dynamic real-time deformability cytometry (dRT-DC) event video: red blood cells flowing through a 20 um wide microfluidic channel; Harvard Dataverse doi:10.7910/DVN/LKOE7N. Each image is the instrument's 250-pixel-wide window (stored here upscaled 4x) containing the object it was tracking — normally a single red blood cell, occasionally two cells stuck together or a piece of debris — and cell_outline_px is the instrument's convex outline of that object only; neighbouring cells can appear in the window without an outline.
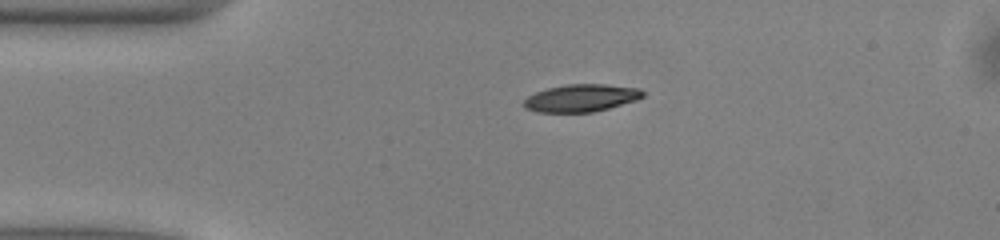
{"species": "common noctule bat (a hibernating species)", "species_latin": "Nyctalus noctula", "temperature_condition": "warm", "stored_images_in_passage": 41, "camera_frame_rate_fps": 3000, "um_per_image_px": 0.085, "animal": {"sex": "male", "body_mass_g": 13.0, "forearm_length_mm": 53.1}, "frame": {"image": 1, "passage_image": 1, "time_ms": 0.0, "image_size_px": [1000, 240], "cell_outline_px": [[644, 96], [636, 100], [608, 108], [592, 112], [536, 112], [524, 108], [520, 104], [528, 96], [536, 92], [548, 88], [564, 84], [604, 84], [640, 88], [644, 92]], "centroid_in_image_um": [49.36, 8.33], "position_along_channel_um": 35.6, "area_um2": 19.13}}
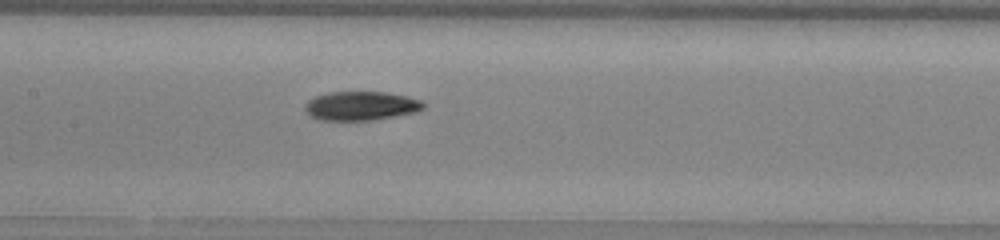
{"frame": {"image": 2, "passage_image": 14, "time_ms": 4.333, "image_size_px": [1000, 240], "cell_outline_px": [[428, 104], [424, 108], [416, 112], [396, 116], [372, 120], [320, 120], [312, 116], [304, 108], [308, 100], [316, 96], [328, 92], [388, 92], [420, 100]], "centroid_in_image_um": [30.72, 9.0], "position_along_channel_um": 176.7, "area_um2": 19.94}}
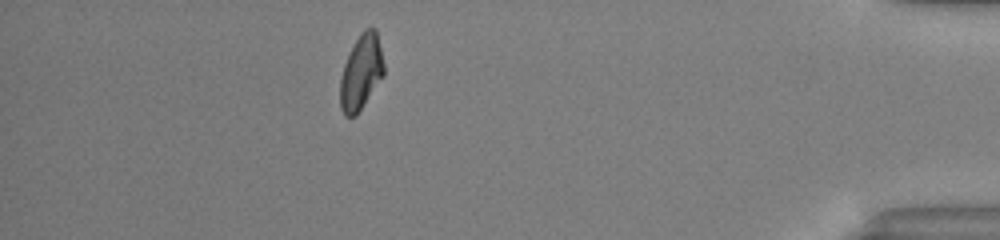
{"frame": {"image": 3, "passage_image": 35, "time_ms": 11.333, "image_size_px": [1000, 240], "cell_outline_px": [[384, 76], [356, 116], [344, 116], [340, 108], [340, 80], [344, 64], [348, 52], [352, 44], [360, 32], [364, 28], [376, 28], [384, 64]], "centroid_in_image_um": [30.69, 6.13], "position_along_channel_um": 404.5, "area_um2": 19.42}, "authors_computed_cell_mechanics": {"area_um2": 19.652, "velocity_mm_per_s": 4.028, "shape_relaxation_time_tau1_ms": 3.6399, "shape_relaxation_time_tau2_ms": 3.7592, "deformation_change_tau1": 0.1243, "deformation_change_tau2": 0.0844}}